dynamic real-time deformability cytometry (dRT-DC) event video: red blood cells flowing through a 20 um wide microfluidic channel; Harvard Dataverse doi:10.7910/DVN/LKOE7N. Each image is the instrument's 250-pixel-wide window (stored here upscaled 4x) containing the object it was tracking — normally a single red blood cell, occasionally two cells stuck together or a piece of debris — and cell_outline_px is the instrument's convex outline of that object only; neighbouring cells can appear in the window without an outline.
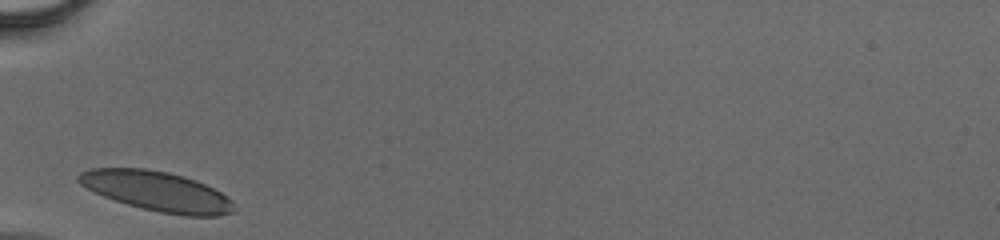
{"species": "human", "species_latin": "Homo sapiens", "temperature_condition": "cold", "stored_images_in_passage": 23, "camera_frame_rate_fps": 3000, "um_per_image_px": 0.085, "donor": {"sex": "male"}, "frame": {"image": 1, "passage_image": 1, "time_ms": 0.0, "image_size_px": [1000, 240], "cell_outline_px": [[232, 212], [220, 216], [188, 216], [160, 212], [128, 204], [104, 196], [80, 184], [76, 180], [76, 176], [80, 172], [92, 168], [144, 168], [168, 172], [184, 176], [196, 180], [228, 196], [232, 200]], "centroid_in_image_um": [13.34, 16.24], "position_along_channel_um": 71.7, "area_um2": 35.66}}
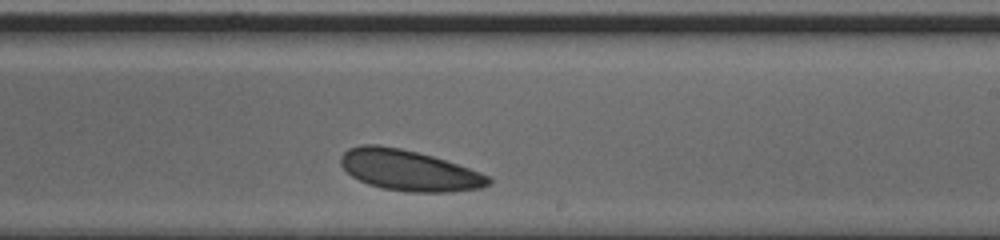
{"frame": {"image": 2, "passage_image": 14, "time_ms": 4.333, "image_size_px": [1000, 240], "cell_outline_px": [[492, 184], [480, 188], [448, 192], [408, 192], [380, 188], [368, 184], [352, 176], [340, 164], [340, 156], [348, 148], [360, 144], [376, 144], [400, 148], [432, 156], [480, 172], [488, 176], [492, 180]], "centroid_in_image_um": [34.74, 14.48], "position_along_channel_um": 254.3, "area_um2": 35.03}}
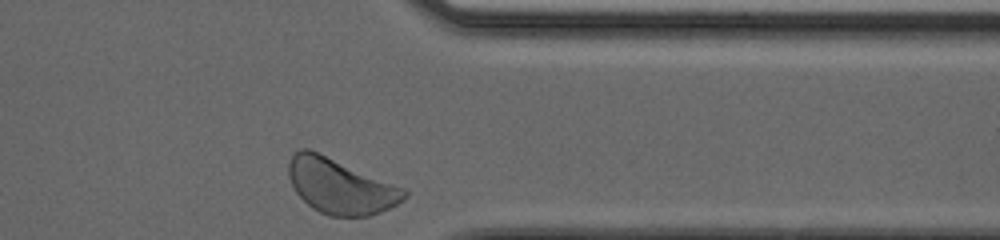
{"frame": {"image": 3, "passage_image": 23, "time_ms": 7.333, "image_size_px": [1000, 240], "cell_outline_px": [[408, 196], [404, 200], [380, 212], [368, 216], [328, 216], [312, 208], [296, 192], [288, 176], [288, 160], [300, 148], [308, 148], [404, 188], [408, 192]], "centroid_in_image_um": [28.92, 15.83], "position_along_channel_um": 382.5, "area_um2": 36.76}}